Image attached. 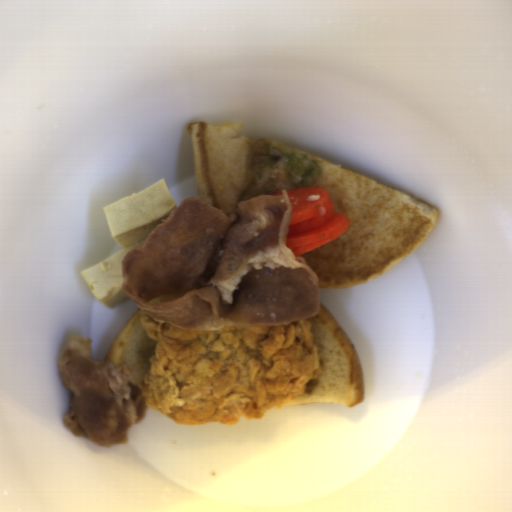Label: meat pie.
<instances>
[{
  "mask_svg": "<svg viewBox=\"0 0 512 512\" xmlns=\"http://www.w3.org/2000/svg\"><path fill=\"white\" fill-rule=\"evenodd\" d=\"M244 172L247 182L239 204L257 196L295 189V185L287 180L286 159L273 157L261 140L246 158Z\"/></svg>",
  "mask_w": 512,
  "mask_h": 512,
  "instance_id": "obj_2",
  "label": "meat pie"
},
{
  "mask_svg": "<svg viewBox=\"0 0 512 512\" xmlns=\"http://www.w3.org/2000/svg\"><path fill=\"white\" fill-rule=\"evenodd\" d=\"M155 342L136 385L146 407L174 424H236L262 419L312 392L322 363L308 319L286 325L188 329L140 316Z\"/></svg>",
  "mask_w": 512,
  "mask_h": 512,
  "instance_id": "obj_1",
  "label": "meat pie"
}]
</instances>
